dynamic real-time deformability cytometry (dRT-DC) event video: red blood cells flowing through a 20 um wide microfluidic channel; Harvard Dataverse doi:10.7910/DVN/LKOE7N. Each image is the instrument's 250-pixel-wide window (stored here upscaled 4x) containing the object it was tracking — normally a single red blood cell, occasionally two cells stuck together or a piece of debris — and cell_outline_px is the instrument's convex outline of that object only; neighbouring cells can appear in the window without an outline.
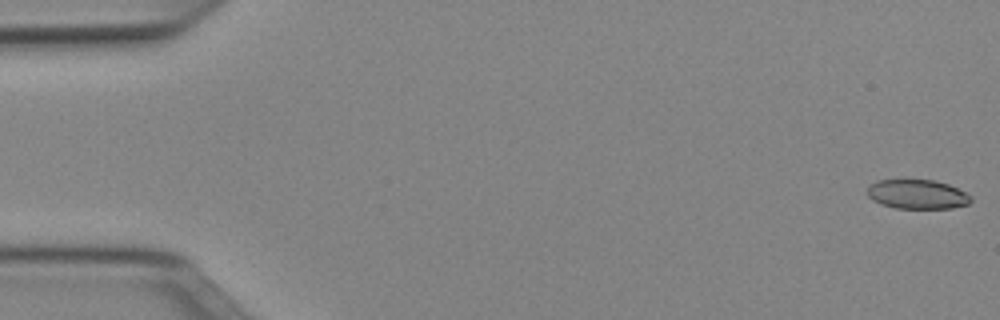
{"species": "Egyptian fruit bat (a non-hibernating species)", "species_latin": "Rousettus aegyptiacus", "temperature_condition": "cold", "stored_images_in_passage": 16, "camera_frame_rate_fps": 3000, "um_per_image_px": 0.085, "animal": {"sex": "female"}, "frame": {"image": 1, "passage_image": 1, "time_ms": 0.0, "image_size_px": [1000, 320], "cell_outline_px": [[972, 200], [968, 204], [952, 208], [896, 208], [880, 204], [872, 200], [868, 196], [868, 188], [876, 180], [904, 176], [936, 180], [948, 184], [972, 196]], "centroid_in_image_um": [77.93, 16.45], "position_along_channel_um": 7.1, "area_um2": 18.5}}
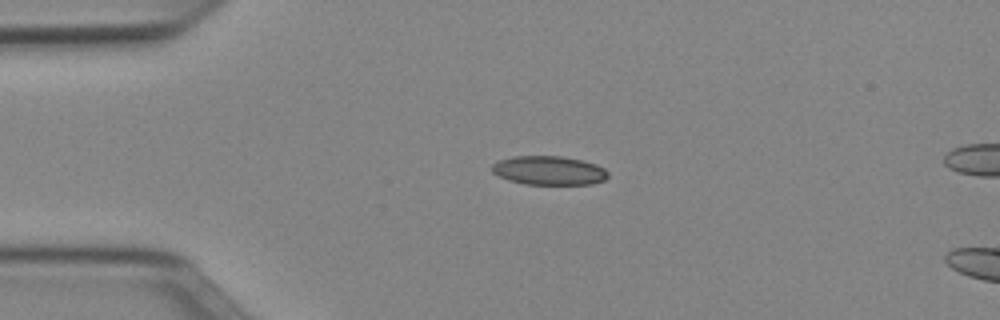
{"frame": {"image": 2, "passage_image": 12, "time_ms": 3.667, "image_size_px": [1000, 320], "cell_outline_px": [[608, 176], [604, 180], [592, 184], [524, 184], [508, 180], [492, 172], [492, 164], [496, 160], [512, 156], [560, 156], [580, 160], [596, 164], [604, 168], [608, 172]], "centroid_in_image_um": [46.63, 14.48], "position_along_channel_um": 38.4, "area_um2": 19.59}}